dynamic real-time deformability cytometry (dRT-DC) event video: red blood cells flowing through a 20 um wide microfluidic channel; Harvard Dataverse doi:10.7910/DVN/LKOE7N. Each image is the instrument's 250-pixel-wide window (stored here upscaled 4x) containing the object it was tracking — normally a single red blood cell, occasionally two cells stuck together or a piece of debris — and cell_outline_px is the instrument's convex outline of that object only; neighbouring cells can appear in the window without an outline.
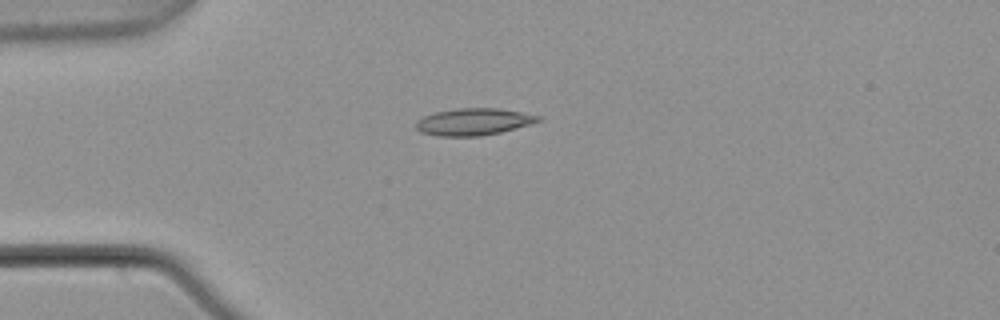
{"species": "common noctule bat (a hibernating species)", "species_latin": "Nyctalus noctula", "temperature_condition": "warm", "stored_images_in_passage": 7, "camera_frame_rate_fps": 3000, "um_per_image_px": 0.085, "animal": {"sex": "male", "body_mass_g": 21.5, "forearm_length_mm": 52.0}, "frame": {"image": 1, "passage_image": 4, "time_ms": 1.0, "image_size_px": [1000, 320], "cell_outline_px": [[544, 120], [532, 124], [500, 132], [480, 136], [436, 136], [420, 132], [416, 128], [416, 120], [424, 116], [436, 112], [456, 108], [496, 108], [544, 116]], "centroid_in_image_um": [40.29, 10.35], "position_along_channel_um": 44.7, "area_um2": 19.36}}
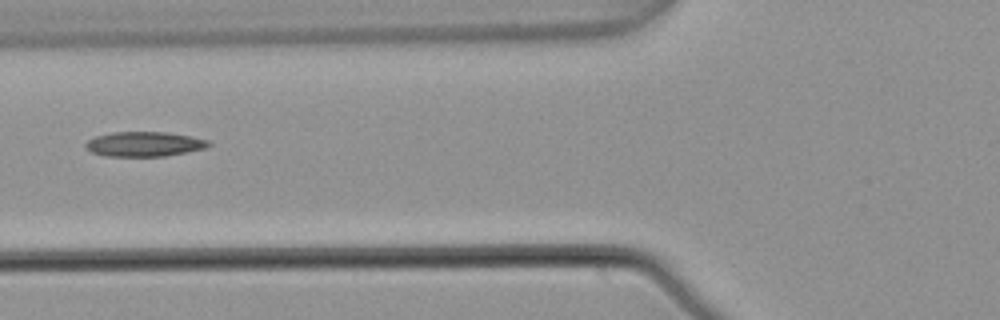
{"frame": {"image": 2, "passage_image": 6, "time_ms": 1.667, "image_size_px": [1000, 320], "cell_outline_px": [[212, 144], [208, 148], [164, 156], [104, 156], [92, 152], [84, 148], [84, 144], [88, 140], [96, 136], [112, 132], [168, 132], [208, 140]], "centroid_in_image_um": [12.25, 12.25], "position_along_channel_um": 113.6, "area_um2": 17.8}}
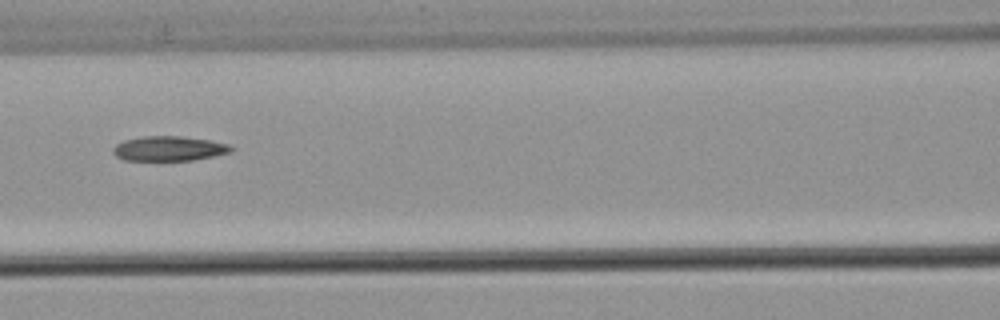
{"frame": {"image": 3, "passage_image": 7, "time_ms": 2.0, "image_size_px": [1000, 320], "cell_outline_px": [[232, 152], [192, 160], [124, 160], [116, 156], [112, 152], [112, 148], [116, 144], [124, 140], [144, 136], [180, 136], [208, 140], [228, 144], [232, 148]], "centroid_in_image_um": [14.32, 12.62], "position_along_channel_um": 152.3, "area_um2": 16.88}}